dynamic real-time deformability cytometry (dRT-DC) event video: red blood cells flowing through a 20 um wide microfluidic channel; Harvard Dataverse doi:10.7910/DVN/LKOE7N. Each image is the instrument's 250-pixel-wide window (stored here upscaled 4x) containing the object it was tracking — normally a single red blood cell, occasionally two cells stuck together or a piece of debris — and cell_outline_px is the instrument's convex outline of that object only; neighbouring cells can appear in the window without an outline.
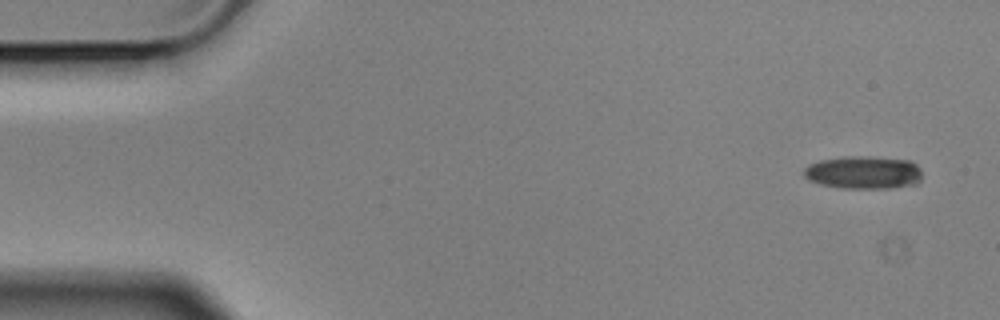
{"species": "Egyptian fruit bat (a non-hibernating species)", "species_latin": "Rousettus aegyptiacus", "temperature_condition": "cold", "stored_images_in_passage": 6, "camera_frame_rate_fps": 3000, "um_per_image_px": 0.085, "animal": {"sex": "male"}, "frame": {"image": 1, "passage_image": 1, "time_ms": 0.0, "image_size_px": [1000, 320], "cell_outline_px": [[920, 180], [916, 184], [892, 188], [844, 188], [820, 184], [808, 180], [804, 176], [804, 168], [808, 164], [820, 160], [844, 156], [868, 156], [912, 160], [920, 168]], "centroid_in_image_um": [73.39, 14.65], "position_along_channel_um": 11.6, "area_um2": 22.89}}